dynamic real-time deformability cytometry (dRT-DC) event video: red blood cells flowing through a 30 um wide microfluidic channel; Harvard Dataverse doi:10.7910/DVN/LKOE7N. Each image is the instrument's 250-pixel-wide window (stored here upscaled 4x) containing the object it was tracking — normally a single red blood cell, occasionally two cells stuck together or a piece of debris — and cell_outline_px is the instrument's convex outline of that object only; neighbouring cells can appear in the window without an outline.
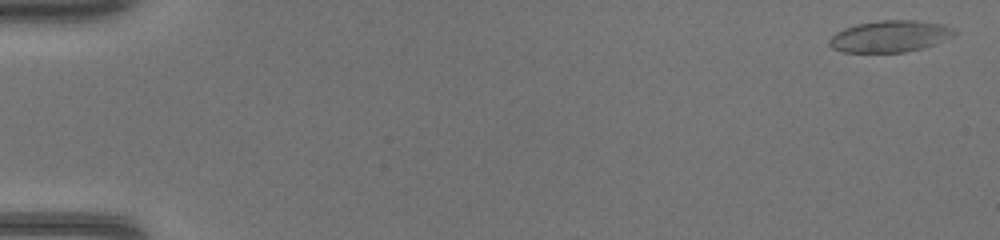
{"species": "common noctule bat (a hibernating species)", "species_latin": "Nyctalus noctula", "temperature_condition": "warm", "stored_images_in_passage": 44, "camera_frame_rate_fps": 3000, "um_per_image_px": 0.085, "animal": {"sex": "female", "body_mass_g": 17.0, "forearm_length_mm": 48.0}, "frame": {"image": 1, "passage_image": 2, "time_ms": 0.333, "image_size_px": [1000, 240], "cell_outline_px": [[956, 32], [952, 36], [924, 48], [904, 52], [840, 52], [832, 48], [828, 44], [828, 40], [836, 32], [844, 28], [856, 24], [880, 20], [916, 20], [944, 24], [952, 28]], "centroid_in_image_um": [75.61, 3.08], "position_along_channel_um": 9.4, "area_um2": 23.06}}
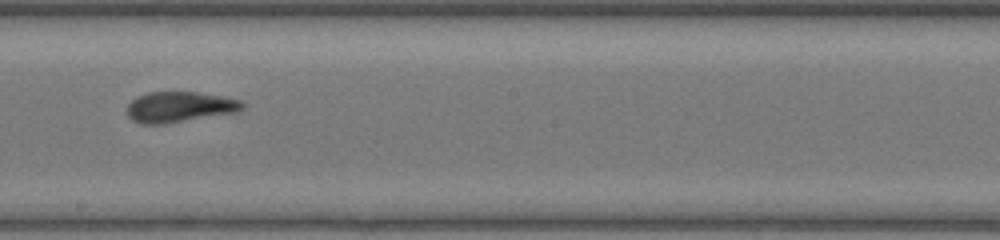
{"frame": {"image": 2, "passage_image": 28, "time_ms": 9.0, "image_size_px": [1000, 240], "cell_outline_px": [[244, 108], [240, 112], [164, 124], [140, 124], [132, 120], [128, 116], [128, 104], [136, 96], [148, 92], [196, 92], [220, 96], [240, 100], [244, 104]], "centroid_in_image_um": [15.27, 9.1], "position_along_channel_um": 232.9, "area_um2": 20.69}}
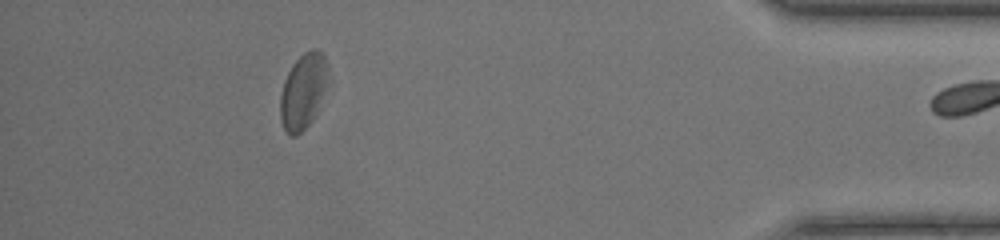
{"frame": {"image": 3, "passage_image": 43, "time_ms": 14.0, "image_size_px": [1000, 240], "cell_outline_px": [[328, 68], [324, 88], [316, 116], [296, 136], [288, 136], [280, 120], [280, 96], [284, 80], [292, 64], [304, 52], [312, 48], [316, 48], [324, 56], [328, 64]], "centroid_in_image_um": [25.74, 7.76], "position_along_channel_um": 409.5, "area_um2": 20.87}}